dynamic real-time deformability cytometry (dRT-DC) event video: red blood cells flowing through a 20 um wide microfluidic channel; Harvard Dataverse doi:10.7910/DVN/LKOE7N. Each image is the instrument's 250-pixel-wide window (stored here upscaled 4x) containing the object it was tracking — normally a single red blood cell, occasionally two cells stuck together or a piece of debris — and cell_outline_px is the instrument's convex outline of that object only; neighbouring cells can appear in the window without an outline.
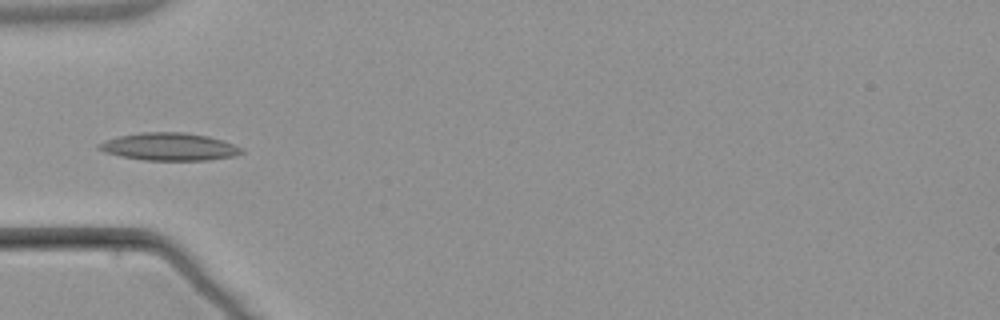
{"species": "common noctule bat (a hibernating species)", "species_latin": "Nyctalus noctula", "temperature_condition": "warm", "stored_images_in_passage": 6, "camera_frame_rate_fps": 3000, "um_per_image_px": 0.085, "animal": {"sex": "male", "body_mass_g": 21.5, "forearm_length_mm": 52.0}, "frame": {"image": 1, "passage_image": 4, "time_ms": 3.667, "image_size_px": [1000, 320], "cell_outline_px": [[244, 152], [236, 156], [208, 160], [144, 160], [120, 156], [104, 152], [96, 148], [96, 144], [104, 140], [120, 136], [140, 132], [184, 132], [208, 136], [244, 148]], "centroid_in_image_um": [14.37, 12.47], "position_along_channel_um": 70.6, "area_um2": 23.06}}
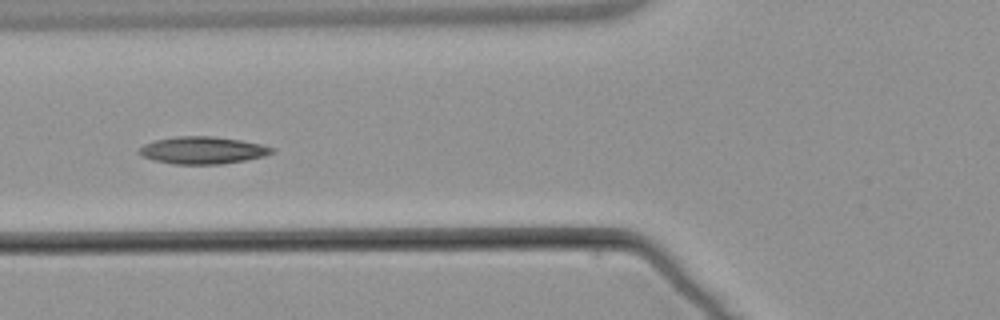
{"frame": {"image": 2, "passage_image": 5, "time_ms": 4.667, "image_size_px": [1000, 320], "cell_outline_px": [[276, 148], [272, 152], [264, 156], [244, 160], [220, 164], [172, 164], [152, 160], [136, 152], [144, 144], [156, 140], [176, 136], [212, 136], [240, 140], [260, 144]], "centroid_in_image_um": [17.2, 12.77], "position_along_channel_um": 108.6, "area_um2": 20.98}}